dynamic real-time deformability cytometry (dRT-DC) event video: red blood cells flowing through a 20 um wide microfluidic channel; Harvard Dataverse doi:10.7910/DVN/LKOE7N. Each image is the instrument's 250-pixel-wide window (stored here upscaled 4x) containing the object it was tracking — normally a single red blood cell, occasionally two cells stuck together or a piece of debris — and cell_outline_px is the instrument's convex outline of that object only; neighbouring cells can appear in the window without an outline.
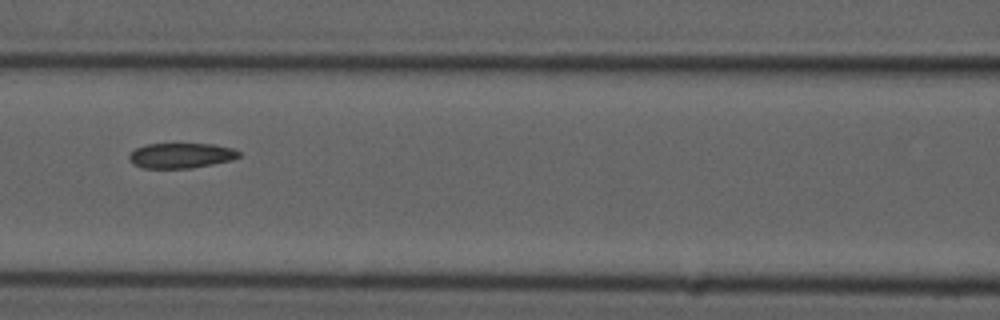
{"species": "common noctule bat (a hibernating species)", "species_latin": "Nyctalus noctula", "temperature_condition": "cold", "stored_images_in_passage": 8, "camera_frame_rate_fps": 3000, "um_per_image_px": 0.085, "animal": {"sex": "male", "forearm_length_mm": 52.5}, "frame": {"image": 1, "passage_image": 5, "time_ms": 5.667, "image_size_px": [1000, 320], "cell_outline_px": [[240, 156], [232, 160], [192, 168], [140, 168], [132, 164], [128, 160], [128, 156], [136, 148], [148, 144], [212, 144], [232, 148], [240, 152]], "centroid_in_image_um": [15.36, 13.23], "position_along_channel_um": 151.2, "area_um2": 16.13}}
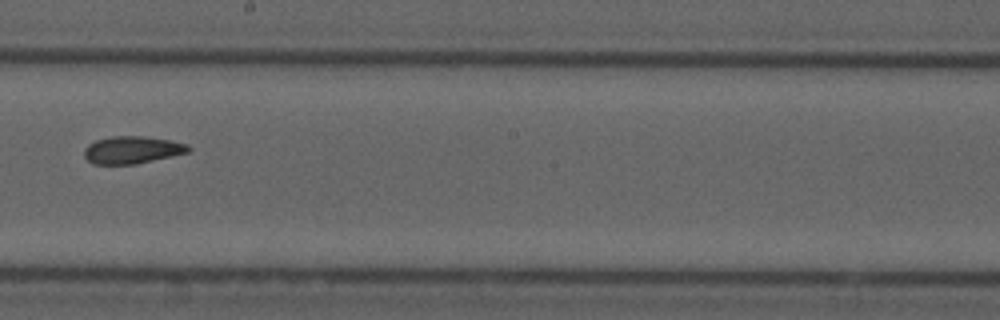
{"frame": {"image": 2, "passage_image": 7, "time_ms": 8.0, "image_size_px": [1000, 320], "cell_outline_px": [[192, 148], [188, 152], [172, 156], [136, 164], [92, 164], [84, 156], [84, 148], [88, 144], [96, 140], [112, 136], [144, 136], [168, 140], [188, 144]], "centroid_in_image_um": [11.22, 12.74], "position_along_channel_um": 237.0, "area_um2": 16.65}}
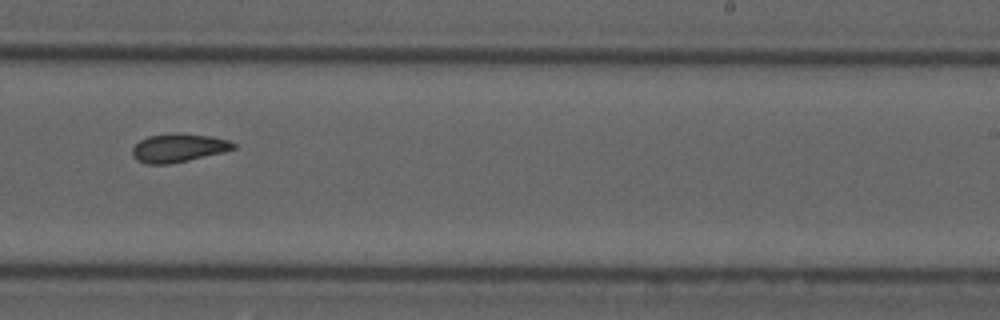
{"frame": {"image": 3, "passage_image": 8, "time_ms": 9.0, "image_size_px": [1000, 320], "cell_outline_px": [[236, 148], [224, 152], [188, 160], [168, 164], [148, 164], [136, 160], [132, 156], [132, 148], [140, 140], [148, 136], [212, 136], [228, 140], [236, 144]], "centroid_in_image_um": [15.16, 12.62], "position_along_channel_um": 273.8, "area_um2": 15.95}}